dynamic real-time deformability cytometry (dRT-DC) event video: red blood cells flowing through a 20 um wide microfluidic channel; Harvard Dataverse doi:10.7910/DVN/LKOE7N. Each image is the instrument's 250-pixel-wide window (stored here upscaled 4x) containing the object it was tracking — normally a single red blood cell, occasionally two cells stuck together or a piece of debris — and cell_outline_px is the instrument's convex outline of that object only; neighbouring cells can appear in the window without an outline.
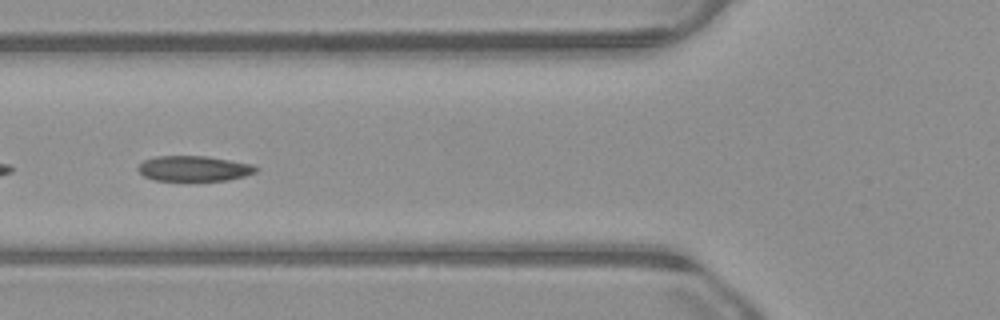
{"species": "common noctule bat (a hibernating species)", "species_latin": "Nyctalus noctula", "temperature_condition": "warm", "stored_images_in_passage": 37, "camera_frame_rate_fps": 3000, "um_per_image_px": 0.085, "animal": {"sex": "male", "body_mass_g": 23.1, "forearm_length_mm": 52.7}, "frame": {"image": 1, "passage_image": 13, "time_ms": 4.0, "image_size_px": [1000, 320], "cell_outline_px": [[260, 168], [256, 172], [244, 176], [228, 180], [192, 184], [152, 180], [144, 176], [136, 168], [144, 160], [156, 156], [208, 156], [252, 164]], "centroid_in_image_um": [16.48, 14.38], "position_along_channel_um": 109.3, "area_um2": 18.5}}
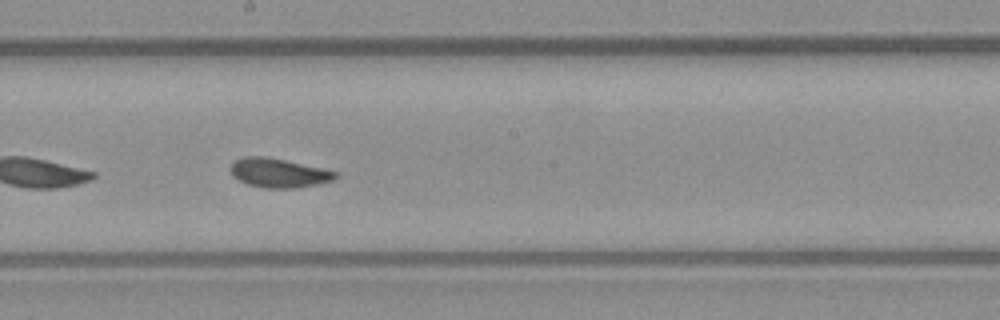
{"frame": {"image": 2, "passage_image": 22, "time_ms": 7.0, "image_size_px": [1000, 320], "cell_outline_px": [[340, 176], [332, 180], [316, 184], [296, 188], [264, 188], [248, 184], [232, 176], [228, 168], [236, 160], [244, 156], [264, 156], [324, 168], [340, 172]], "centroid_in_image_um": [23.7, 14.69], "position_along_channel_um": 224.5, "area_um2": 17.92}}
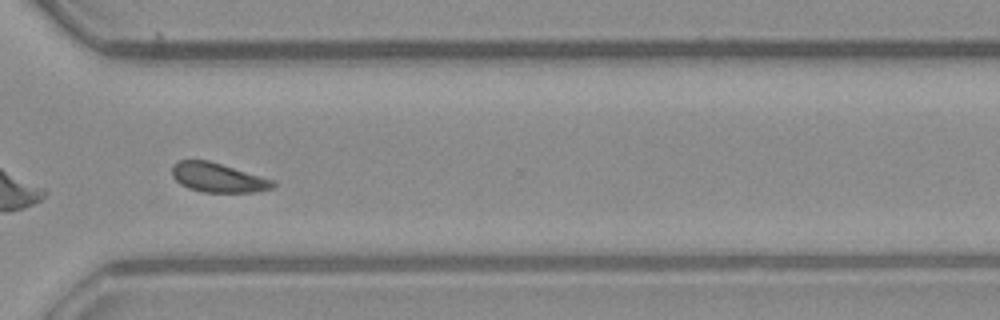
{"frame": {"image": 3, "passage_image": 32, "time_ms": 10.333, "image_size_px": [1000, 320], "cell_outline_px": [[276, 184], [272, 188], [256, 192], [200, 192], [188, 188], [180, 184], [172, 176], [172, 164], [180, 160], [208, 160], [276, 180]], "centroid_in_image_um": [18.53, 15.1], "position_along_channel_um": 352.1, "area_um2": 17.4}, "authors_computed_cell_mechanics": {"area_um2": 18.207, "velocity_mm_per_s": 3.8303, "shape_relaxation_time_tau1_ms": 3.4101, "shape_relaxation_time_tau2_ms": 1.6644, "deformation_change_tau1": 0.1123, "deformation_change_tau2": 0.0743}}